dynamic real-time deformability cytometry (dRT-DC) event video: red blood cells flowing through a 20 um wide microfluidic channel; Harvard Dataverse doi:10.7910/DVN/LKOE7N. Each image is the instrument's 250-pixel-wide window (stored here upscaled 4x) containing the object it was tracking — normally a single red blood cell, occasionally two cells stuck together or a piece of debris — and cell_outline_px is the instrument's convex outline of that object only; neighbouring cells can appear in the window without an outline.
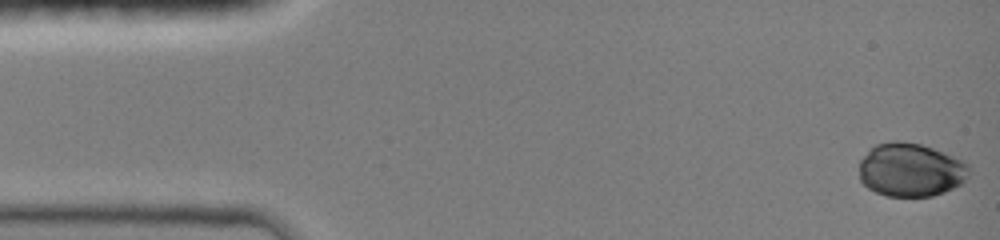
{"species": "common noctule bat (a hibernating species)", "species_latin": "Nyctalus noctula", "temperature_condition": "room temperature", "stored_images_in_passage": 38, "camera_frame_rate_fps": 3000, "um_per_image_px": 0.085, "animal": {"sex": "female", "body_mass_g": 19.0, "forearm_length_mm": 51.5}, "frame": {"image": 1, "passage_image": 1, "time_ms": 0.0, "image_size_px": [1000, 240], "cell_outline_px": [[968, 176], [960, 184], [944, 192], [932, 196], [888, 196], [876, 192], [868, 188], [860, 180], [860, 160], [876, 144], [892, 140], [900, 140], [920, 144], [932, 148], [960, 160], [968, 168]], "centroid_in_image_um": [77.36, 14.44], "position_along_channel_um": 7.6, "area_um2": 33.81}}